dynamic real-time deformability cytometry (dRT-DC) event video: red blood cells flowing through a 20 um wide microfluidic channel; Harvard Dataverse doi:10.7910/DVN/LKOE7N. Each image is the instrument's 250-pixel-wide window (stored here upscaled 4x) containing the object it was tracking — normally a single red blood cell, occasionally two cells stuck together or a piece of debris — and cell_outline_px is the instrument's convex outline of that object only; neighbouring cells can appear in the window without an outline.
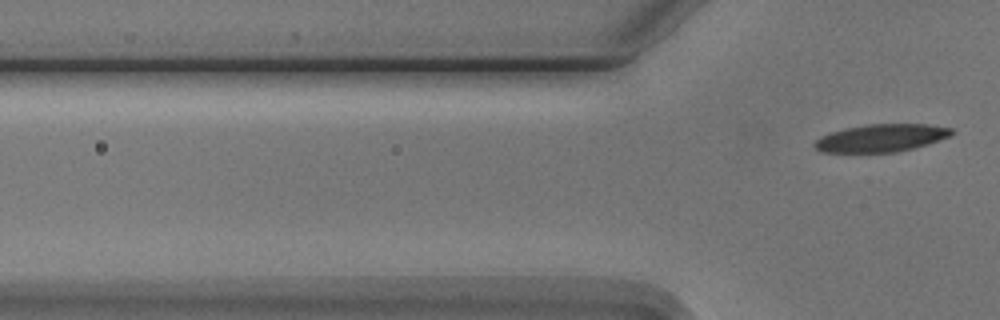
{"species": "Egyptian fruit bat (a non-hibernating species)", "species_latin": "Rousettus aegyptiacus", "temperature_condition": "cold", "stored_images_in_passage": 4, "camera_frame_rate_fps": 3000, "um_per_image_px": 0.085, "animal": {"sex": "male"}, "frame": {"image": 1, "passage_image": 4, "time_ms": 4.333, "image_size_px": [1000, 320], "cell_outline_px": [[956, 132], [952, 136], [912, 148], [896, 152], [820, 152], [812, 144], [820, 136], [844, 128], [868, 124], [928, 124], [952, 128]], "centroid_in_image_um": [74.91, 11.72], "position_along_channel_um": 50.9, "area_um2": 22.08}}